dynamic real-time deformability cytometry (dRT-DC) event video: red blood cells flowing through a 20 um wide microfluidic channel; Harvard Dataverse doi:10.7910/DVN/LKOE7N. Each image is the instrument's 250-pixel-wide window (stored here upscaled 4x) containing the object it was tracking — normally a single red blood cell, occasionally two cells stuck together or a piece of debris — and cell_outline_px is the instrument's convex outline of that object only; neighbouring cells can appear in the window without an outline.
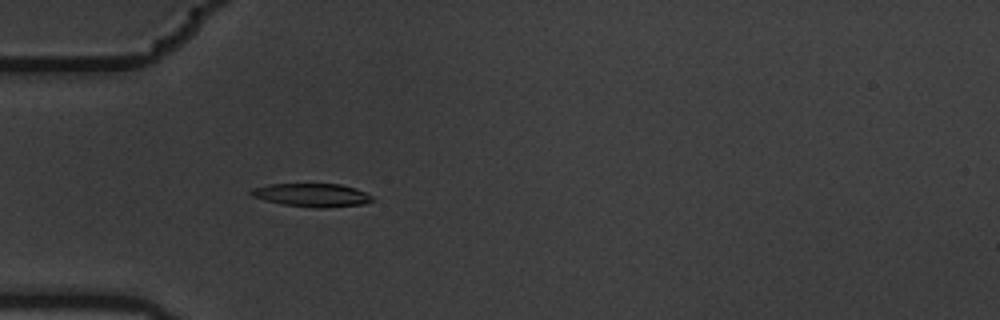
{"species": "common noctule bat (a hibernating species)", "species_latin": "Nyctalus noctula", "temperature_condition": "warm", "stored_images_in_passage": 5, "camera_frame_rate_fps": 3000, "um_per_image_px": 0.085, "animal": {"sex": "male", "body_mass_g": 19.5, "forearm_length_mm": 54.6}, "frame": {"image": 1, "passage_image": 5, "time_ms": 1.333, "image_size_px": [1000, 320], "cell_outline_px": [[376, 200], [364, 204], [324, 208], [320, 208], [284, 204], [264, 200], [252, 196], [248, 192], [252, 188], [268, 184], [340, 184], [356, 188], [372, 196]], "centroid_in_image_um": [26.53, 16.57], "position_along_channel_um": 58.5, "area_um2": 16.47}}